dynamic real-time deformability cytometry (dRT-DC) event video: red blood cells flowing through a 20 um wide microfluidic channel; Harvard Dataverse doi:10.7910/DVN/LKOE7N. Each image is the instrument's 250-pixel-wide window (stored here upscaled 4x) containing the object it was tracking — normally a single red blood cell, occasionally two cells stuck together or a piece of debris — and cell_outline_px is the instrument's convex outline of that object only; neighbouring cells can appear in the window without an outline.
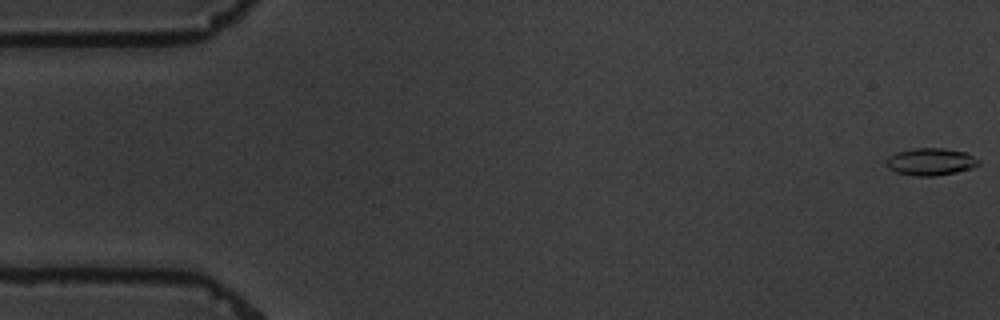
{"species": "common noctule bat (a hibernating species)", "species_latin": "Nyctalus noctula", "temperature_condition": "warm", "stored_images_in_passage": 5, "camera_frame_rate_fps": 3000, "um_per_image_px": 0.085, "animal": {"sex": "male", "body_mass_g": 19.5, "forearm_length_mm": 54.6}, "frame": {"image": 1, "passage_image": 1, "time_ms": 0.0, "image_size_px": [1000, 320], "cell_outline_px": [[980, 164], [972, 168], [956, 172], [936, 176], [916, 176], [896, 172], [888, 168], [884, 160], [888, 156], [896, 152], [912, 148], [944, 148], [968, 152], [980, 160]], "centroid_in_image_um": [79.11, 13.74], "position_along_channel_um": 5.9, "area_um2": 14.97}}
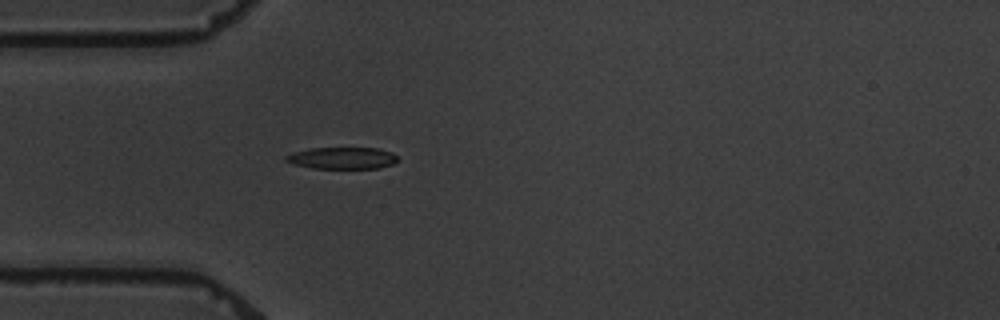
{"frame": {"image": 2, "passage_image": 5, "time_ms": 5.333, "image_size_px": [1000, 320], "cell_outline_px": [[396, 160], [392, 164], [376, 168], [312, 168], [292, 164], [284, 160], [284, 156], [292, 152], [308, 148], [376, 148], [392, 152], [396, 156]], "centroid_in_image_um": [29.01, 13.43], "position_along_channel_um": 56.0, "area_um2": 14.16}}